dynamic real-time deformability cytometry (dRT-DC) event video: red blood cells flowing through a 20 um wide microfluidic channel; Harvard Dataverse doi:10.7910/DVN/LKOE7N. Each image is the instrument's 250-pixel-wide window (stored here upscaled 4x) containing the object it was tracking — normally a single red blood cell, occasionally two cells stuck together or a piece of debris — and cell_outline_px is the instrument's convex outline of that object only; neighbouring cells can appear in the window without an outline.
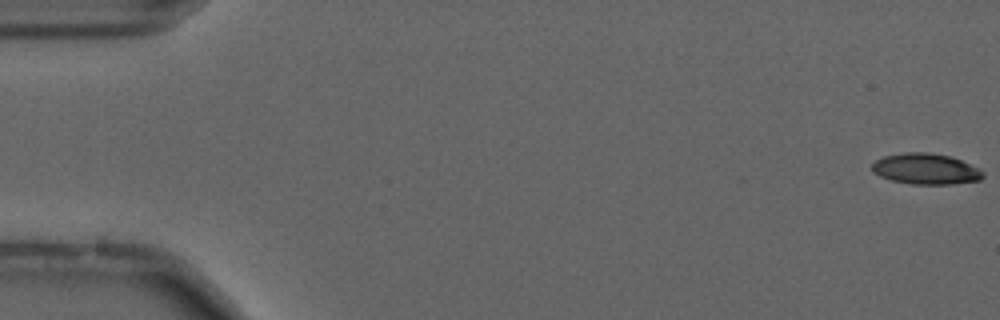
{"species": "common noctule bat (a hibernating species)", "species_latin": "Nyctalus noctula", "temperature_condition": "cold", "stored_images_in_passage": 56, "camera_frame_rate_fps": 3000, "um_per_image_px": 0.085, "animal": {"sex": "male", "forearm_length_mm": 52.5}, "frame": {"image": 1, "passage_image": 1, "time_ms": 0.0, "image_size_px": [1000, 320], "cell_outline_px": [[984, 176], [980, 180], [952, 184], [912, 184], [892, 180], [880, 176], [872, 172], [872, 164], [876, 160], [884, 156], [904, 152], [928, 152], [952, 156], [984, 172]], "centroid_in_image_um": [78.67, 14.35], "position_along_channel_um": 6.3, "area_um2": 19.88}}
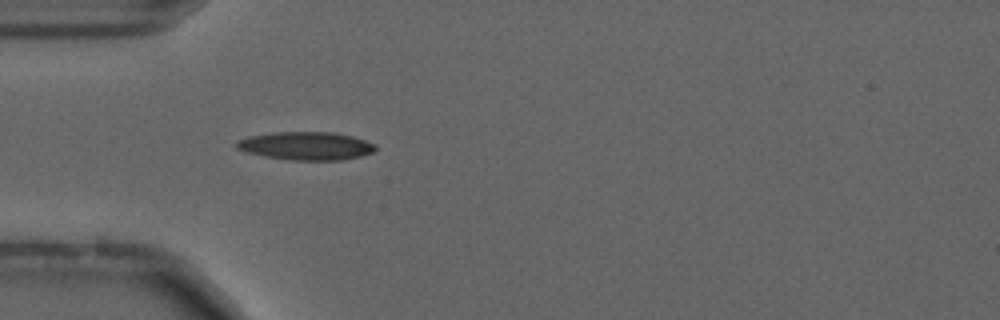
{"frame": {"image": 2, "passage_image": 17, "time_ms": 5.333, "image_size_px": [1000, 320], "cell_outline_px": [[376, 152], [344, 160], [292, 160], [264, 156], [248, 152], [236, 148], [236, 140], [248, 136], [272, 132], [332, 132], [352, 136], [376, 144]], "centroid_in_image_um": [26.03, 12.4], "position_along_channel_um": 59.0, "area_um2": 22.89}}
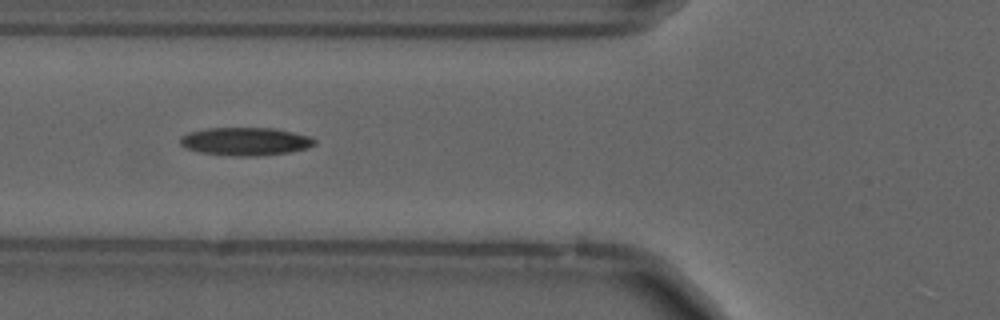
{"frame": {"image": 3, "passage_image": 21, "time_ms": 6.667, "image_size_px": [1000, 320], "cell_outline_px": [[316, 144], [308, 148], [288, 152], [256, 156], [232, 156], [200, 152], [184, 148], [180, 144], [180, 136], [188, 132], [208, 128], [276, 128], [312, 136], [316, 140]], "centroid_in_image_um": [20.87, 12.01], "position_along_channel_um": 104.9, "area_um2": 22.2}, "authors_computed_cell_mechanics": {"area_um2": 20.3456, "velocity_mm_per_s": 3.6958, "shape_relaxation_time_tau1_ms": null, "shape_relaxation_time_tau2_ms": 5.386, "deformation_change_tau1": null, "deformation_change_tau2": 0.1345}}